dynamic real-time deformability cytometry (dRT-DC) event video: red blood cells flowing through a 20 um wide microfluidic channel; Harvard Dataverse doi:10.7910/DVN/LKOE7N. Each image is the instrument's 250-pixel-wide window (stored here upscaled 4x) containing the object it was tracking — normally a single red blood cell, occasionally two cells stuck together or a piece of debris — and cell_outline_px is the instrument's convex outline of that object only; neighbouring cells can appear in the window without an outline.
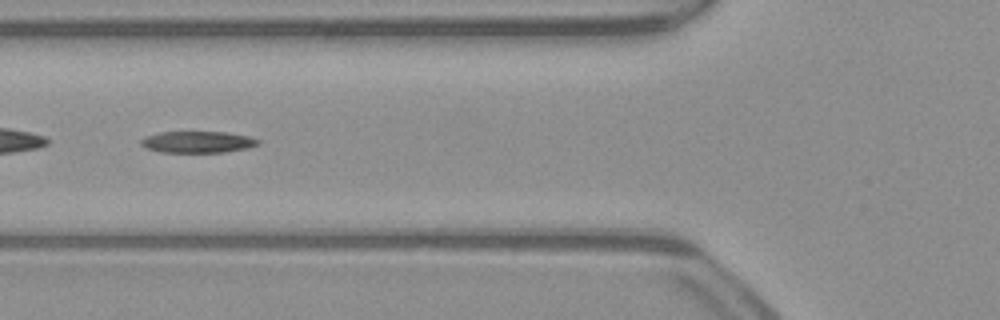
{"species": "common noctule bat (a hibernating species)", "species_latin": "Nyctalus noctula", "temperature_condition": "warm", "stored_images_in_passage": 52, "segment_of_instrument_passage": [2, 2], "camera_frame_rate_fps": 3000, "um_per_image_px": 0.085, "animal": {"sex": "male", "body_mass_g": 23.1, "forearm_length_mm": 52.7}, "frame": {"image": 1, "passage_image": 19, "time_ms": 6.0, "image_size_px": [1000, 320], "cell_outline_px": [[260, 144], [248, 148], [224, 152], [160, 152], [144, 148], [140, 144], [140, 140], [144, 136], [160, 132], [228, 132], [248, 136], [260, 140]], "centroid_in_image_um": [16.78, 12.07], "position_along_channel_um": 109.0, "area_um2": 14.85}}
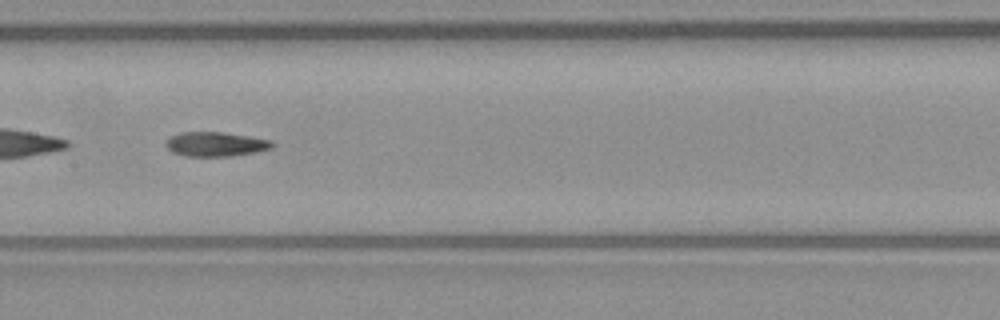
{"frame": {"image": 2, "passage_image": 25, "time_ms": 8.0, "image_size_px": [1000, 320], "cell_outline_px": [[276, 144], [272, 148], [252, 152], [228, 156], [184, 156], [172, 152], [164, 144], [172, 136], [180, 132], [224, 132], [272, 140]], "centroid_in_image_um": [18.33, 12.25], "position_along_channel_um": 189.1, "area_um2": 15.03}}
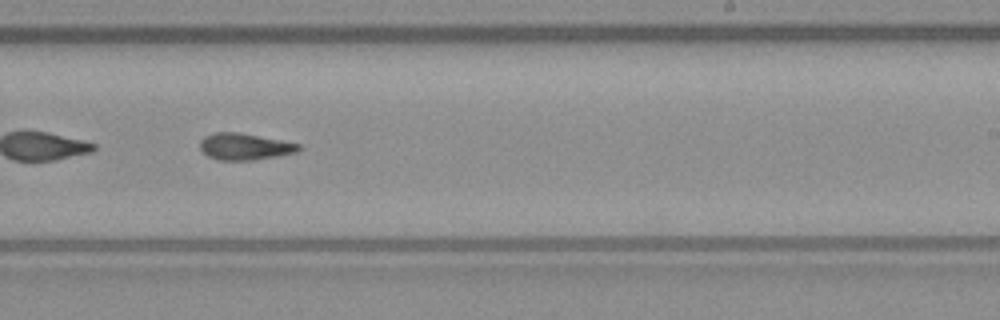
{"frame": {"image": 3, "passage_image": 31, "time_ms": 10.0, "image_size_px": [1000, 320], "cell_outline_px": [[300, 148], [296, 152], [276, 156], [252, 160], [216, 160], [208, 156], [200, 148], [200, 140], [204, 136], [212, 132], [240, 132], [300, 144]], "centroid_in_image_um": [20.74, 12.45], "position_along_channel_um": 268.3, "area_um2": 15.26}}